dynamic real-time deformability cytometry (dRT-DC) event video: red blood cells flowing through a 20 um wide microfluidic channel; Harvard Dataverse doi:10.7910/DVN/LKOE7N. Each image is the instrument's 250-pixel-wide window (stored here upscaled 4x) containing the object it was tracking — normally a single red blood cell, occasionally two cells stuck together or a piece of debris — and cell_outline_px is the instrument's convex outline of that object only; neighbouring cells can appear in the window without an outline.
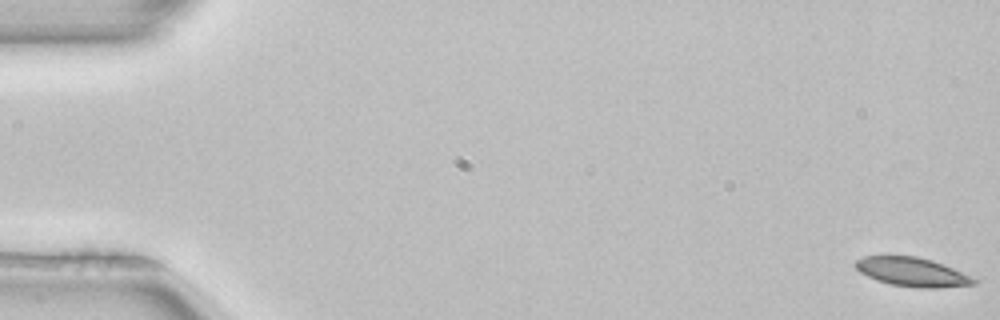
{"species": "common noctule bat (a hibernating species)", "species_latin": "Nyctalus noctula", "temperature_condition": "room temperature", "stored_images_in_passage": 52, "camera_frame_rate_fps": 3000, "um_per_image_px": 0.085, "animal": {"sex": "female", "body_mass_g": 22.7, "forearm_length_mm": 54.2}, "frame": {"image": 1, "passage_image": 1, "time_ms": 0.0, "image_size_px": [1000, 320], "cell_outline_px": [[976, 284], [936, 288], [916, 288], [892, 284], [876, 280], [860, 272], [852, 264], [856, 260], [864, 256], [916, 256], [932, 260], [944, 264], [976, 280]], "centroid_in_image_um": [77.48, 23.11], "position_along_channel_um": 7.5, "area_um2": 19.77}}
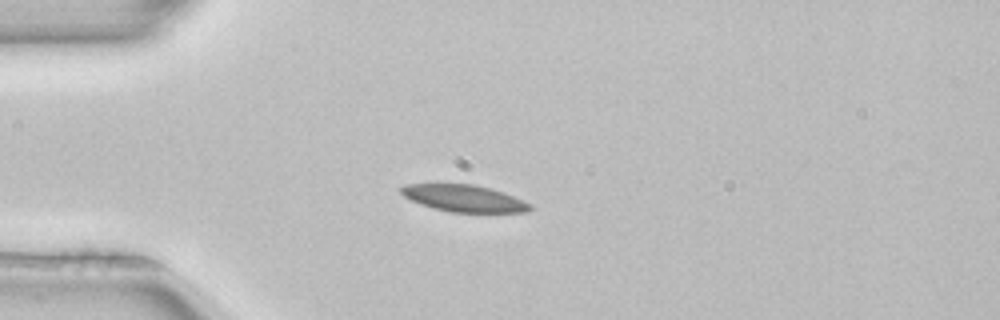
{"frame": {"image": 2, "passage_image": 14, "time_ms": 4.333, "image_size_px": [1000, 320], "cell_outline_px": [[536, 208], [528, 212], [452, 212], [432, 208], [420, 204], [404, 196], [400, 192], [400, 188], [408, 184], [436, 180], [472, 184], [492, 188], [504, 192], [532, 204]], "centroid_in_image_um": [39.41, 16.8], "position_along_channel_um": 45.6, "area_um2": 21.21}}
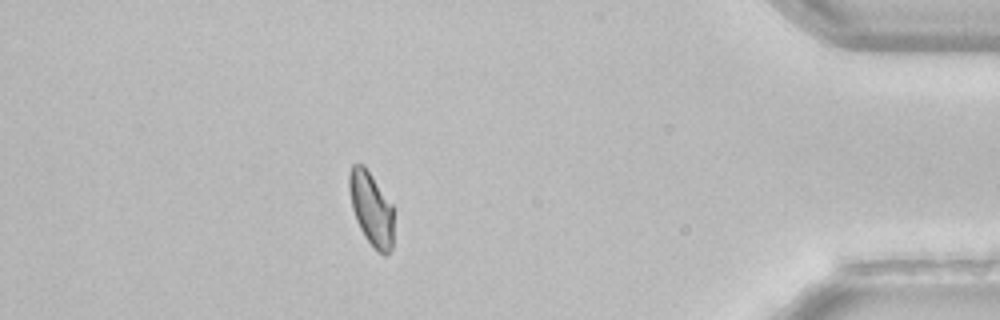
{"frame": {"image": 3, "passage_image": 46, "time_ms": 15.0, "image_size_px": [1000, 320], "cell_outline_px": [[392, 248], [384, 256], [364, 236], [356, 220], [352, 208], [348, 188], [348, 172], [352, 164], [364, 164], [392, 204]], "centroid_in_image_um": [31.52, 17.67], "position_along_channel_um": 403.7, "area_um2": 18.9}, "authors_computed_cell_mechanics": {"area_um2": 20.23, "velocity_mm_per_s": 3.982, "shape_relaxation_time_tau1_ms": 7.2379, "shape_relaxation_time_tau2_ms": 7.2719, "deformation_change_tau1": 0.1274, "deformation_change_tau2": 0.1096}}